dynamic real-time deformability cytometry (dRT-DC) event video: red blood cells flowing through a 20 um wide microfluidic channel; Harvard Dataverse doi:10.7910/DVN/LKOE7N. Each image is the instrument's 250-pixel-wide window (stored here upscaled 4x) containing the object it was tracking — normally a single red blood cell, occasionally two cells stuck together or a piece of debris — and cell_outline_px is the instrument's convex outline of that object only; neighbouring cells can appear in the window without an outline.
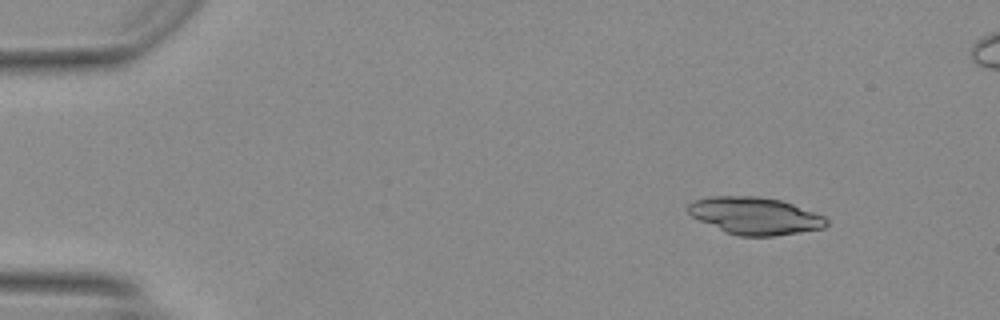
{"species": "Egyptian fruit bat (a non-hibernating species)", "species_latin": "Rousettus aegyptiacus", "temperature_condition": "warm", "stored_images_in_passage": 10, "camera_frame_rate_fps": 3000, "um_per_image_px": 0.085, "animal": {"sex": "female"}, "frame": {"image": 1, "passage_image": 1, "time_ms": 0.0, "image_size_px": [1000, 320], "cell_outline_px": [[828, 224], [824, 228], [776, 236], [740, 236], [724, 232], [692, 216], [688, 212], [688, 204], [692, 200], [712, 196], [756, 196], [780, 200], [792, 204], [824, 216], [828, 220]], "centroid_in_image_um": [64.16, 18.35], "position_along_channel_um": 20.8, "area_um2": 29.94}}